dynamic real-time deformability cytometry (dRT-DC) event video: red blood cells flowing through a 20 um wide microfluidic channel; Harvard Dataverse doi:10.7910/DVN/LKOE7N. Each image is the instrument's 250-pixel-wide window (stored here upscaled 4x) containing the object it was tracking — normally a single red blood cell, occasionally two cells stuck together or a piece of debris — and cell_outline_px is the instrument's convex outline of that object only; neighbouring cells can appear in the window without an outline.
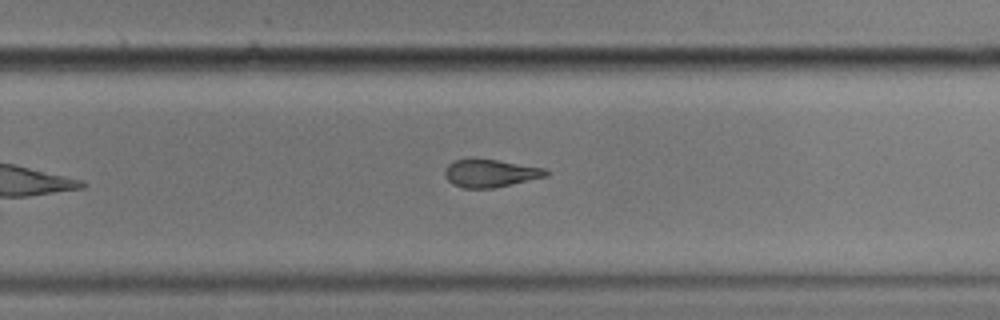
{"species": "common noctule bat (a hibernating species)", "species_latin": "Nyctalus noctula", "temperature_condition": "cold", "stored_images_in_passage": 11, "camera_frame_rate_fps": 3000, "um_per_image_px": 0.085, "animal": {"sex": "male", "body_mass_g": 17.9}, "frame": {"image": 1, "passage_image": 10, "time_ms": 3.0, "image_size_px": [1000, 320], "cell_outline_px": [[552, 172], [548, 176], [512, 184], [492, 188], [464, 188], [452, 184], [444, 176], [444, 168], [448, 164], [456, 160], [496, 160], [544, 168]], "centroid_in_image_um": [41.69, 14.74], "position_along_channel_um": 288.1, "area_um2": 16.18}}
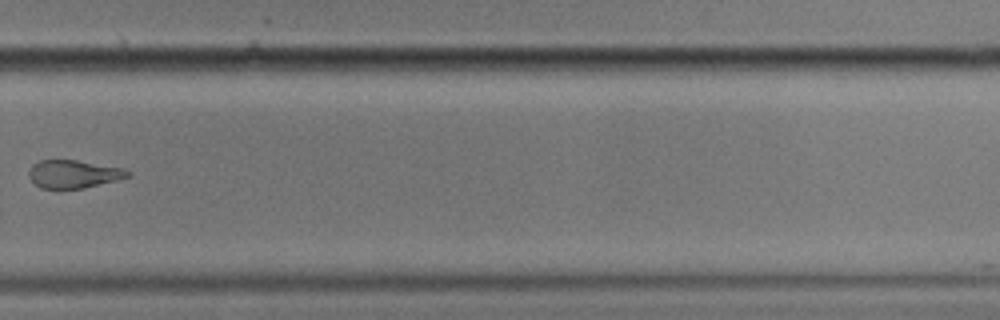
{"frame": {"image": 2, "passage_image": 11, "time_ms": 3.333, "image_size_px": [1000, 320], "cell_outline_px": [[132, 176], [84, 188], [40, 188], [28, 176], [28, 172], [32, 164], [40, 160], [76, 160], [120, 168], [132, 172]], "centroid_in_image_um": [6.24, 14.79], "position_along_channel_um": 323.6, "area_um2": 15.95}}